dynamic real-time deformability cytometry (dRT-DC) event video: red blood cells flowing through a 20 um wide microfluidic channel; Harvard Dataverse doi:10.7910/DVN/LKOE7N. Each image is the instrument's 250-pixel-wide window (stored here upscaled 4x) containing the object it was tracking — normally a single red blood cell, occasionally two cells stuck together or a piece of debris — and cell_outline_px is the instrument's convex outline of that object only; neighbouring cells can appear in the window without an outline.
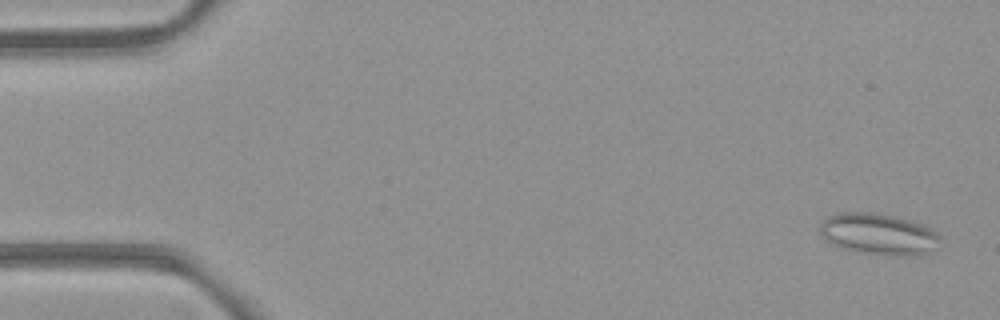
{"species": "common noctule bat (a hibernating species)", "species_latin": "Nyctalus noctula", "temperature_condition": "room temperature", "stored_images_in_passage": 53, "camera_frame_rate_fps": 3000, "um_per_image_px": 0.085, "animal": {"sex": "female", "body_mass_g": 21.9}, "frame": {"image": 1, "passage_image": 2, "time_ms": 0.333, "image_size_px": [1000, 320], "cell_outline_px": [[944, 244], [916, 256], [900, 256], [864, 252], [840, 248], [828, 240], [820, 232], [820, 224], [824, 220], [832, 216], [844, 212], [872, 212], [896, 216], [920, 224], [936, 232], [944, 240]], "centroid_in_image_um": [74.75, 19.9], "position_along_channel_um": 10.2, "area_um2": 28.67}}
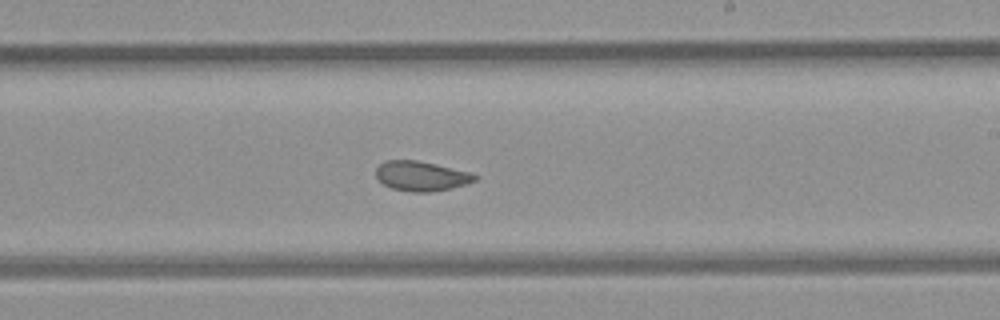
{"frame": {"image": 2, "passage_image": 31, "time_ms": 10.0, "image_size_px": [1000, 320], "cell_outline_px": [[480, 176], [476, 180], [452, 188], [428, 192], [412, 192], [392, 188], [384, 184], [376, 176], [376, 168], [384, 160], [416, 160], [436, 164], [472, 172]], "centroid_in_image_um": [35.83, 14.95], "position_along_channel_um": 253.2, "area_um2": 17.17}}
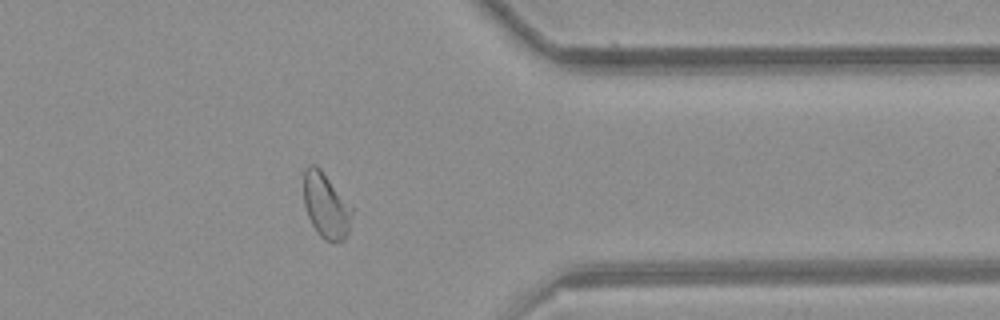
{"frame": {"image": 3, "passage_image": 42, "time_ms": 13.667, "image_size_px": [1000, 320], "cell_outline_px": [[352, 212], [348, 232], [344, 240], [332, 244], [324, 240], [316, 232], [308, 216], [304, 204], [304, 168], [308, 164], [316, 164], [320, 168], [352, 208]], "centroid_in_image_um": [27.68, 17.5], "position_along_channel_um": 383.7, "area_um2": 18.32}, "authors_computed_cell_mechanics": {"area_um2": 19.1318, "velocity_mm_per_s": 3.9382, "shape_relaxation_time_tau1_ms": null, "shape_relaxation_time_tau2_ms": 1.5132, "deformation_change_tau1": null, "deformation_change_tau2": 0.0616}}